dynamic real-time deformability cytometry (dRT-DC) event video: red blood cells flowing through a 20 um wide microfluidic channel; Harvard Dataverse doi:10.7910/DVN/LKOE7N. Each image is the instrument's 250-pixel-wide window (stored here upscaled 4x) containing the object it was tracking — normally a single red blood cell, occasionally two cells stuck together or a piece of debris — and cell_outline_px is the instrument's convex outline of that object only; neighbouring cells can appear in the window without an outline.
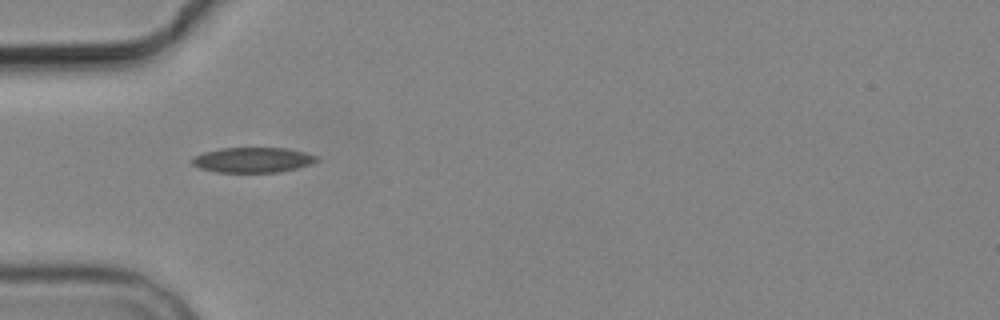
{"species": "common noctule bat (a hibernating species)", "species_latin": "Nyctalus noctula", "temperature_condition": "cold", "stored_images_in_passage": 2, "camera_frame_rate_fps": 3000, "um_per_image_px": 0.085, "animal": {"sex": "male", "body_mass_g": 19.2, "forearm_length_mm": 51.8}, "frame": {"image": 1, "passage_image": 1, "time_ms": 0.0, "image_size_px": [1000, 320], "cell_outline_px": [[320, 160], [312, 164], [280, 172], [216, 172], [200, 168], [192, 164], [192, 156], [204, 152], [220, 148], [284, 148], [304, 152], [320, 156]], "centroid_in_image_um": [21.51, 13.59], "position_along_channel_um": 63.5, "area_um2": 18.38}}
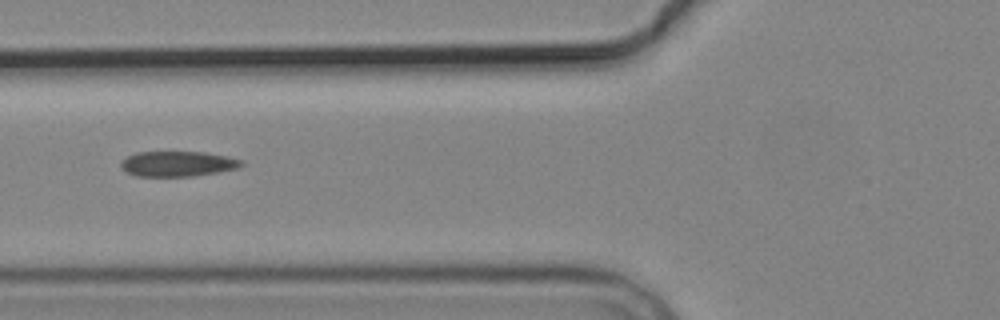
{"frame": {"image": 2, "passage_image": 2, "time_ms": 1.333, "image_size_px": [1000, 320], "cell_outline_px": [[244, 164], [240, 168], [192, 176], [136, 176], [120, 168], [120, 160], [136, 152], [204, 152], [228, 156], [244, 160]], "centroid_in_image_um": [15.12, 13.92], "position_along_channel_um": 110.7, "area_um2": 17.86}}